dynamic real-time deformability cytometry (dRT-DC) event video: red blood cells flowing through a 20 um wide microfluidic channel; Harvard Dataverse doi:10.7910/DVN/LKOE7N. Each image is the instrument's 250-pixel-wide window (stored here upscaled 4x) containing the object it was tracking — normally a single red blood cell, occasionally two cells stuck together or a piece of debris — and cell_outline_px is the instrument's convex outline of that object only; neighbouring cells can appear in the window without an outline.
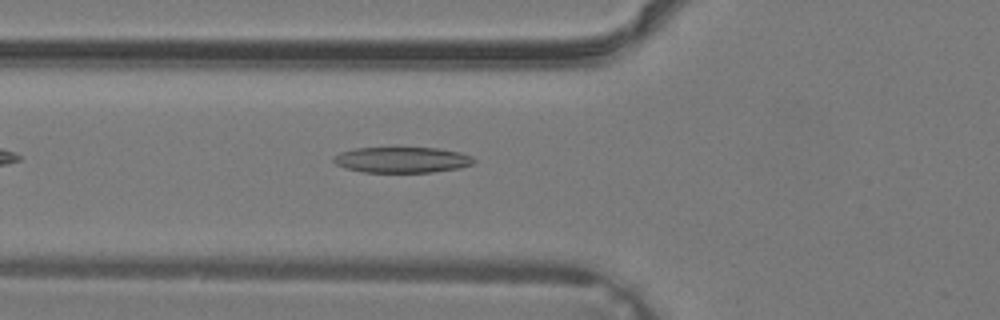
{"species": "common noctule bat (a hibernating species)", "species_latin": "Nyctalus noctula", "temperature_condition": "warm", "stored_images_in_passage": 27, "camera_frame_rate_fps": 3000, "um_per_image_px": 0.085, "animal": {"sex": "male", "body_mass_g": 19.2, "forearm_length_mm": 51.8}, "frame": {"image": 1, "passage_image": 4, "time_ms": 1.0, "image_size_px": [1000, 320], "cell_outline_px": [[476, 160], [472, 164], [460, 168], [432, 172], [364, 172], [348, 168], [336, 164], [332, 160], [332, 156], [340, 152], [356, 148], [436, 148], [460, 152], [472, 156]], "centroid_in_image_um": [34.18, 13.58], "position_along_channel_um": 91.6, "area_um2": 20.98}}
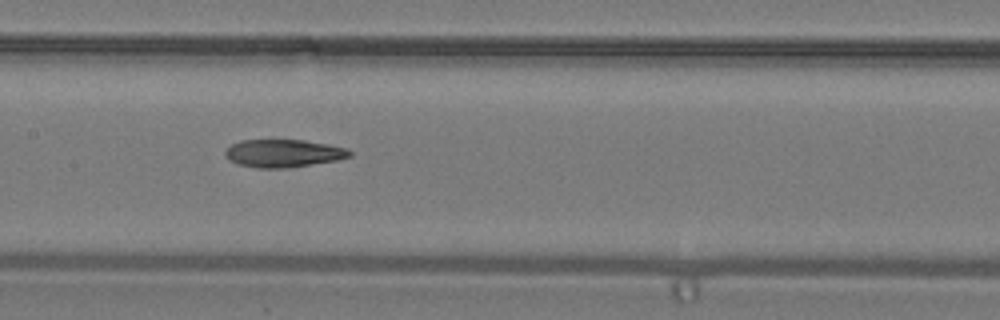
{"frame": {"image": 2, "passage_image": 9, "time_ms": 2.667, "image_size_px": [1000, 320], "cell_outline_px": [[352, 156], [336, 160], [284, 168], [260, 168], [236, 164], [228, 160], [224, 152], [232, 144], [240, 140], [304, 140], [328, 144], [348, 148], [352, 152]], "centroid_in_image_um": [24.08, 13.02], "position_along_channel_um": 183.3, "area_um2": 20.11}}
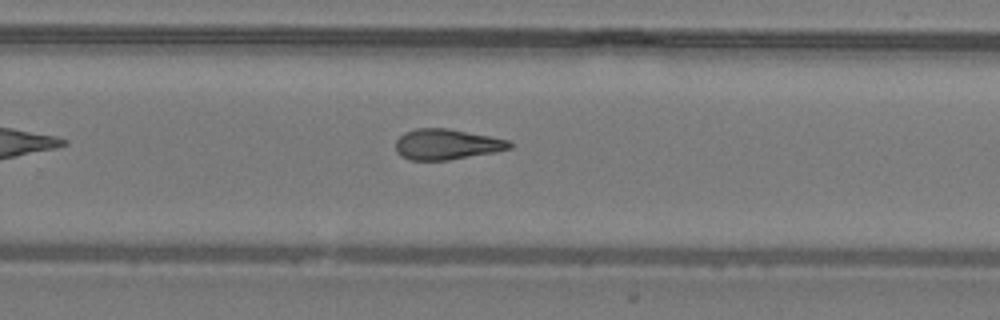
{"frame": {"image": 3, "passage_image": 15, "time_ms": 4.667, "image_size_px": [1000, 320], "cell_outline_px": [[512, 148], [496, 152], [448, 160], [408, 160], [400, 156], [396, 152], [396, 140], [404, 132], [416, 128], [448, 128], [508, 140], [512, 144]], "centroid_in_image_um": [37.94, 12.27], "position_along_channel_um": 291.9, "area_um2": 20.35}}